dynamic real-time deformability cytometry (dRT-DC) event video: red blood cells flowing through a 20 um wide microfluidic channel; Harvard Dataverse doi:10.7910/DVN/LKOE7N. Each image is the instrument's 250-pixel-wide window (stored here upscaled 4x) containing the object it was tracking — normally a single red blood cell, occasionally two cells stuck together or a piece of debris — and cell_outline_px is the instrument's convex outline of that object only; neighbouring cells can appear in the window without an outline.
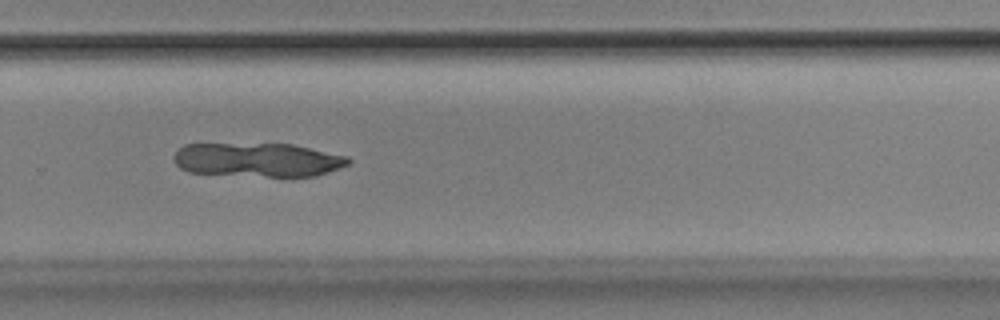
{"species": "Egyptian fruit bat (a non-hibernating species)", "species_latin": "Rousettus aegyptiacus", "temperature_condition": "room temperature", "stored_images_in_passage": 51, "camera_frame_rate_fps": 3000, "um_per_image_px": 0.085, "animal": {"sex": "male"}, "frame": {"image": 1, "passage_image": 35, "time_ms": 11.333, "image_size_px": [1000, 320], "cell_outline_px": [[352, 160], [348, 164], [312, 176], [268, 176], [188, 172], [180, 168], [176, 164], [172, 156], [184, 144], [292, 144], [348, 156]], "centroid_in_image_um": [21.87, 13.57], "position_along_channel_um": 307.9, "area_um2": 34.04}}
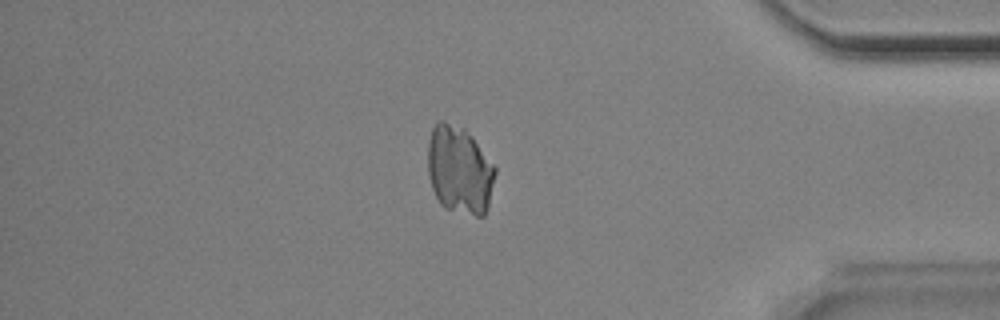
{"frame": {"image": 2, "passage_image": 44, "time_ms": 14.333, "image_size_px": [1000, 320], "cell_outline_px": [[496, 172], [488, 208], [484, 216], [476, 216], [444, 208], [440, 204], [432, 188], [428, 176], [428, 140], [432, 128], [436, 120], [444, 120], [464, 128], [472, 136], [496, 168]], "centroid_in_image_um": [39.04, 14.44], "position_along_channel_um": 396.2, "area_um2": 34.85}}